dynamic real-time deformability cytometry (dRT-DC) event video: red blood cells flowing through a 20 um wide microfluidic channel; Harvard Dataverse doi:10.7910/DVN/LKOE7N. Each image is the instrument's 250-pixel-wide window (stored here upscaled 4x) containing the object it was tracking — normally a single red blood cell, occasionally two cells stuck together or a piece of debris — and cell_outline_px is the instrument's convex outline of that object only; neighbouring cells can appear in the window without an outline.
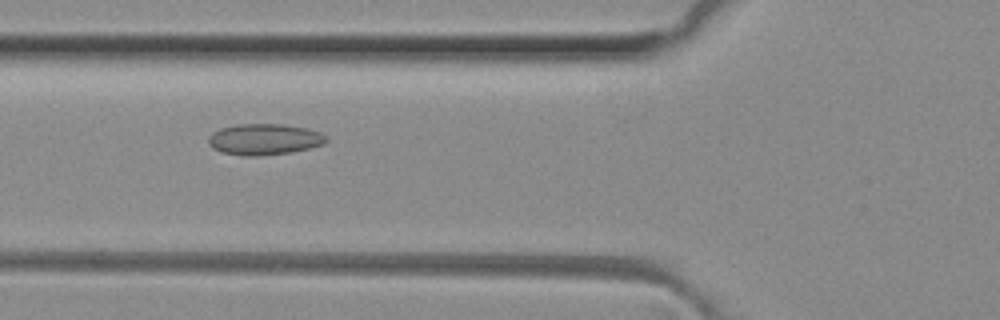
{"species": "common noctule bat (a hibernating species)", "species_latin": "Nyctalus noctula", "temperature_condition": "room temperature", "stored_images_in_passage": 21, "camera_frame_rate_fps": 3000, "um_per_image_px": 0.085, "animal": {"sex": "female", "body_mass_g": 29.2, "forearm_length_mm": 56.3}, "frame": {"image": 1, "passage_image": 11, "time_ms": 3.333, "image_size_px": [1000, 320], "cell_outline_px": [[328, 140], [324, 144], [308, 148], [288, 152], [256, 156], [244, 156], [220, 152], [212, 148], [208, 144], [208, 136], [212, 132], [220, 128], [236, 124], [284, 124], [304, 128], [320, 132], [328, 136]], "centroid_in_image_um": [22.43, 11.83], "position_along_channel_um": 103.4, "area_um2": 21.44}}
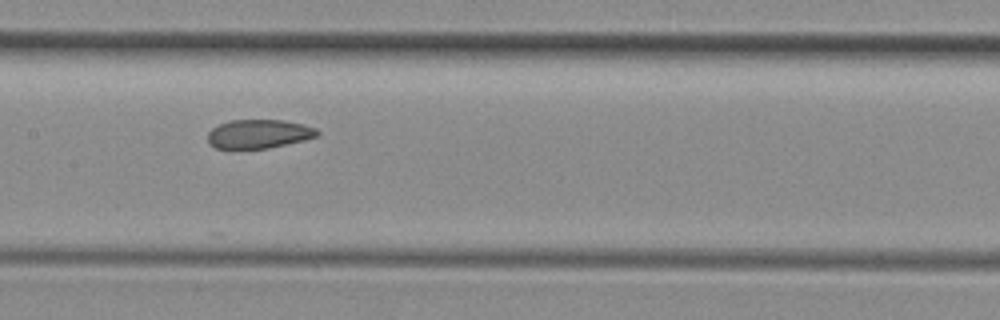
{"frame": {"image": 2, "passage_image": 17, "time_ms": 5.333, "image_size_px": [1000, 320], "cell_outline_px": [[320, 132], [316, 136], [304, 140], [268, 148], [216, 148], [208, 144], [208, 132], [212, 128], [228, 120], [284, 120], [304, 124], [316, 128]], "centroid_in_image_um": [21.99, 11.37], "position_along_channel_um": 185.4, "area_um2": 18.38}}
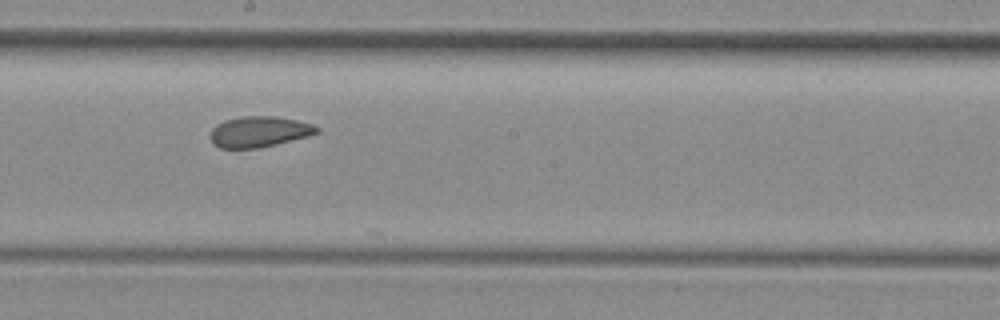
{"frame": {"image": 3, "passage_image": 20, "time_ms": 6.333, "image_size_px": [1000, 320], "cell_outline_px": [[320, 132], [308, 136], [260, 148], [220, 148], [212, 144], [208, 136], [212, 128], [216, 124], [224, 120], [240, 116], [276, 116], [296, 120], [312, 124], [320, 128]], "centroid_in_image_um": [21.98, 11.19], "position_along_channel_um": 226.2, "area_um2": 19.36}}